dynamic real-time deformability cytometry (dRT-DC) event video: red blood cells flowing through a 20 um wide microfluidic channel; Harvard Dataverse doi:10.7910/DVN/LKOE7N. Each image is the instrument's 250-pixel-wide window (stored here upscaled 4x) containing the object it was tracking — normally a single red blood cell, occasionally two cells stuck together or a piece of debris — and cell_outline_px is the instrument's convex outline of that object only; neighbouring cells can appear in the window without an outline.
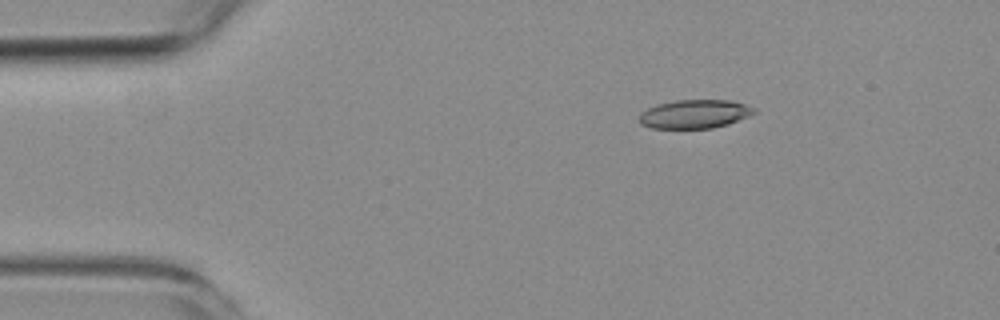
{"species": "common noctule bat (a hibernating species)", "species_latin": "Nyctalus noctula", "temperature_condition": "room temperature", "stored_images_in_passage": 3, "camera_frame_rate_fps": 3000, "um_per_image_px": 0.085, "animal": {"sex": "female", "body_mass_g": 19.3, "forearm_length_mm": 54.1}, "frame": {"image": 1, "passage_image": 1, "time_ms": 0.0, "image_size_px": [1000, 320], "cell_outline_px": [[756, 112], [748, 116], [728, 124], [712, 128], [652, 128], [640, 124], [640, 112], [656, 104], [676, 100], [732, 100], [756, 108]], "centroid_in_image_um": [59.04, 9.68], "position_along_channel_um": 26.0, "area_um2": 19.19}}